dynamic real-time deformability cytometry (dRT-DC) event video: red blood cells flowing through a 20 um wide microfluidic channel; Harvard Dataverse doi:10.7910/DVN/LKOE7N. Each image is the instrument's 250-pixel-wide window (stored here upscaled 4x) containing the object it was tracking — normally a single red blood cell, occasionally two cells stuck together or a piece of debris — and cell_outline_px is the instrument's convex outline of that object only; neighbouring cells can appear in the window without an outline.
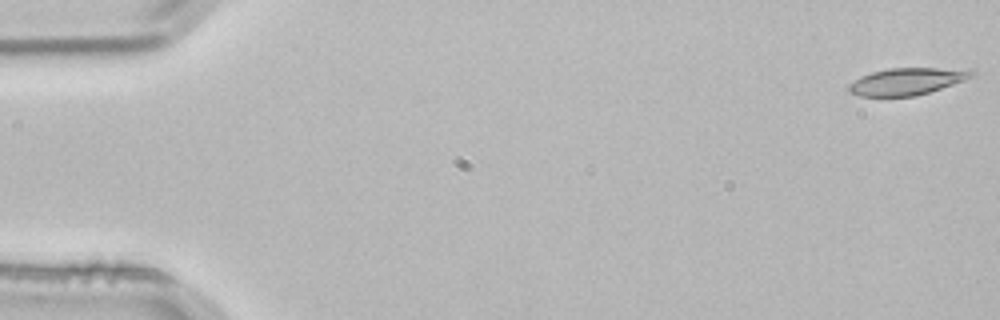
{"species": "common noctule bat (a hibernating species)", "species_latin": "Nyctalus noctula", "temperature_condition": "room temperature", "stored_images_in_passage": 4, "camera_frame_rate_fps": 3000, "um_per_image_px": 0.085, "animal": {"sex": "male", "body_mass_g": 21.5, "forearm_length_mm": 52.0}, "frame": {"image": 1, "passage_image": 1, "time_ms": 0.0, "image_size_px": [1000, 320], "cell_outline_px": [[976, 76], [916, 96], [860, 96], [848, 92], [848, 84], [860, 76], [872, 72], [888, 68], [936, 68], [976, 72]], "centroid_in_image_um": [77.0, 6.93], "position_along_channel_um": 8.0, "area_um2": 19.02}}
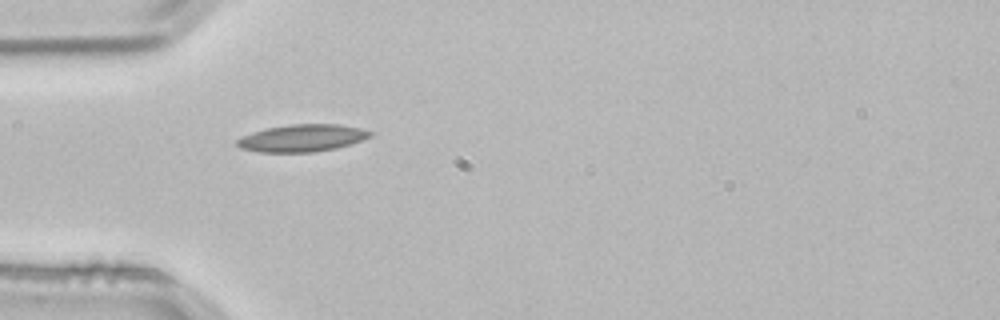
{"frame": {"image": 2, "passage_image": 4, "time_ms": 1.0, "image_size_px": [1000, 320], "cell_outline_px": [[376, 132], [372, 136], [336, 148], [312, 152], [260, 152], [240, 148], [236, 144], [236, 140], [240, 136], [264, 128], [288, 124], [340, 124], [360, 128]], "centroid_in_image_um": [25.66, 11.72], "position_along_channel_um": 59.3, "area_um2": 21.27}}